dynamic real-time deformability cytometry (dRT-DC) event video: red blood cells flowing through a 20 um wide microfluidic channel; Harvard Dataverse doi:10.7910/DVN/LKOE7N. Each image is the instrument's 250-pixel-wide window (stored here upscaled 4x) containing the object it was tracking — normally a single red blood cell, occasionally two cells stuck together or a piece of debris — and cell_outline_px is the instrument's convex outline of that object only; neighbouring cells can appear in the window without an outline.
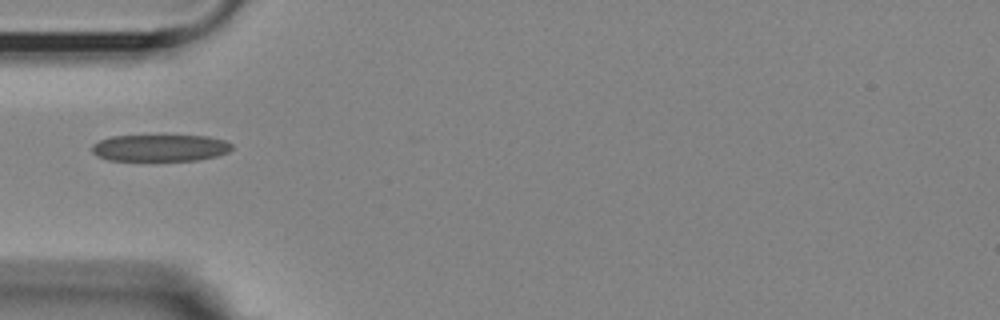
{"species": "Egyptian fruit bat (a non-hibernating species)", "species_latin": "Rousettus aegyptiacus", "temperature_condition": "room temperature", "stored_images_in_passage": 6, "camera_frame_rate_fps": 3000, "um_per_image_px": 0.085, "animal": {"sex": "female"}, "frame": {"image": 1, "passage_image": 1, "time_ms": 0.0, "image_size_px": [1000, 320], "cell_outline_px": [[232, 148], [228, 152], [216, 156], [196, 160], [108, 160], [96, 156], [92, 152], [92, 144], [100, 140], [112, 136], [208, 136], [224, 140], [232, 144]], "centroid_in_image_um": [13.59, 12.57], "position_along_channel_um": 71.4, "area_um2": 21.73}}
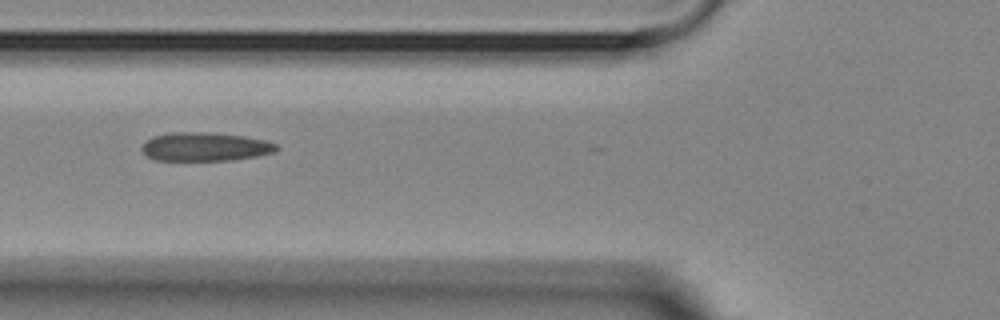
{"frame": {"image": 2, "passage_image": 4, "time_ms": 1.0, "image_size_px": [1000, 320], "cell_outline_px": [[280, 148], [276, 152], [256, 156], [232, 160], [156, 160], [148, 156], [140, 148], [144, 140], [152, 136], [172, 132], [212, 132], [244, 136], [268, 140], [276, 144]], "centroid_in_image_um": [17.45, 12.46], "position_along_channel_um": 108.4, "area_um2": 22.77}}